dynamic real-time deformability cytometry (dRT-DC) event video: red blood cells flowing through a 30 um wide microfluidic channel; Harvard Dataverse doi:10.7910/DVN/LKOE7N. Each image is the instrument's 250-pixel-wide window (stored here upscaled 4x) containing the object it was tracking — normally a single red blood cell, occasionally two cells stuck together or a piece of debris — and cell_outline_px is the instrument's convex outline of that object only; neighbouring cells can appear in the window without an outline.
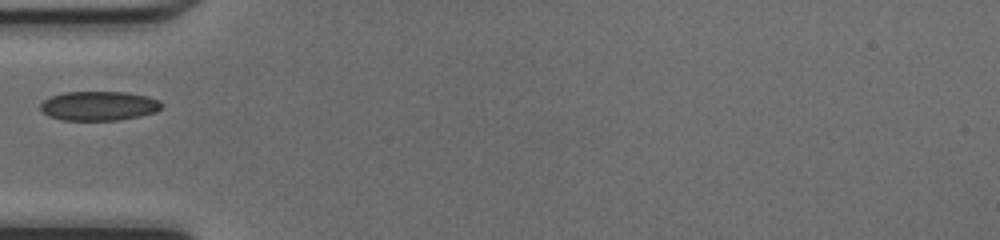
{"species": "common noctule bat (a hibernating species)", "species_latin": "Nyctalus noctula", "temperature_condition": "cold", "stored_images_in_passage": 31, "camera_frame_rate_fps": 3000, "um_per_image_px": 0.085, "animal": {"sex": "female", "body_mass_g": 17.0, "forearm_length_mm": 48.0}, "frame": {"image": 1, "passage_image": 1, "time_ms": 0.0, "image_size_px": [1000, 240], "cell_outline_px": [[160, 108], [156, 112], [140, 116], [116, 120], [60, 120], [48, 116], [40, 108], [40, 104], [44, 100], [52, 96], [64, 92], [124, 92], [148, 96], [160, 100]], "centroid_in_image_um": [8.39, 9.0], "position_along_channel_um": 76.6, "area_um2": 20.63}}
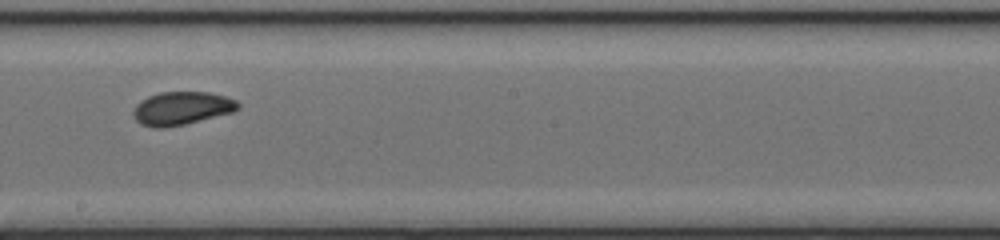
{"frame": {"image": 2, "passage_image": 12, "time_ms": 3.667, "image_size_px": [1000, 240], "cell_outline_px": [[240, 108], [232, 112], [184, 124], [164, 128], [152, 128], [140, 124], [136, 120], [132, 112], [136, 104], [140, 100], [148, 96], [160, 92], [208, 92], [224, 96], [236, 100], [240, 104]], "centroid_in_image_um": [15.41, 9.2], "position_along_channel_um": 232.8, "area_um2": 20.29}}
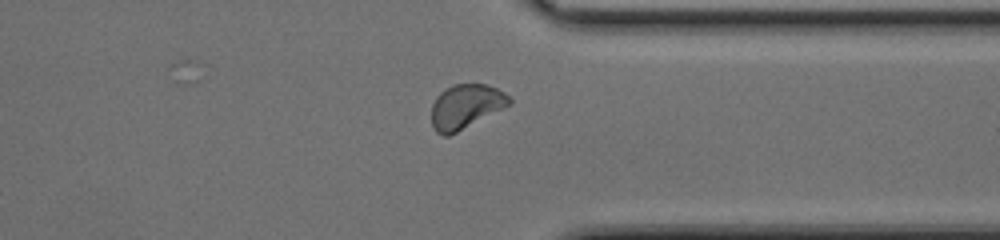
{"frame": {"image": 3, "passage_image": 22, "time_ms": 7.0, "image_size_px": [1000, 240], "cell_outline_px": [[512, 104], [448, 136], [444, 136], [436, 132], [432, 124], [432, 104], [436, 96], [444, 88], [452, 84], [484, 84], [496, 88], [504, 92], [512, 100]], "centroid_in_image_um": [39.58, 9.04], "position_along_channel_um": 371.8, "area_um2": 20.06}}